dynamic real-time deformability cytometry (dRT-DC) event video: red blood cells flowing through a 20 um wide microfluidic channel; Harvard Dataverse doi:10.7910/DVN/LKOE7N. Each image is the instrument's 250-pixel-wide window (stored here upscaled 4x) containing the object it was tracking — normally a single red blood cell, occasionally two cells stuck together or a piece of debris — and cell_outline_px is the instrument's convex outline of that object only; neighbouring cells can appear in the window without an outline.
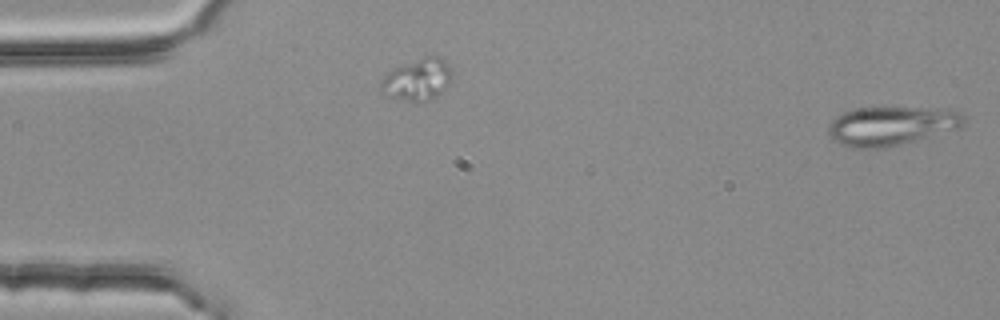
{"species": "common noctule bat (a hibernating species)", "species_latin": "Nyctalus noctula", "temperature_condition": "room temperature", "stored_images_in_passage": 4, "segment_of_instrument_passage": [2, 2], "camera_frame_rate_fps": 3000, "um_per_image_px": 0.085, "animal": {"sex": "female", "body_mass_g": 25.1}, "frame": {"image": 1, "passage_image": 4, "time_ms": 1.0, "image_size_px": [1000, 320], "cell_outline_px": [[964, 124], [956, 128], [912, 140], [880, 148], [852, 148], [840, 144], [832, 140], [828, 132], [828, 124], [836, 116], [844, 112], [860, 108], [940, 108], [960, 112], [964, 116]], "centroid_in_image_um": [75.68, 10.68], "position_along_channel_um": 9.3, "area_um2": 30.06}}